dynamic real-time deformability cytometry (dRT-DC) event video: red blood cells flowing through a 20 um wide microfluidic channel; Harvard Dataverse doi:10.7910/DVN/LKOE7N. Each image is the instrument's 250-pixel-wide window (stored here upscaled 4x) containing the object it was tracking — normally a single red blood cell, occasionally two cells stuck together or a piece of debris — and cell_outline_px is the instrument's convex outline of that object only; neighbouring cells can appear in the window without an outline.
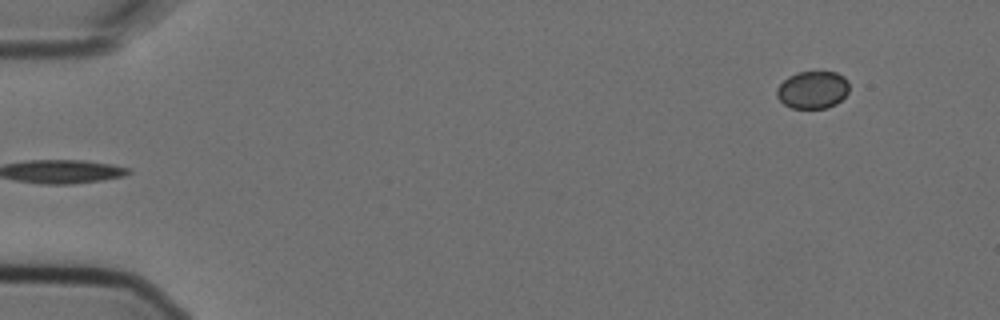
{"species": "Egyptian fruit bat (a non-hibernating species)", "species_latin": "Rousettus aegyptiacus", "temperature_condition": "cold", "stored_images_in_passage": 3, "camera_frame_rate_fps": 3000, "um_per_image_px": 0.085, "animal": {"sex": "female"}, "frame": {"image": 1, "passage_image": 3, "time_ms": 0.667, "image_size_px": [1000, 320], "cell_outline_px": [[848, 92], [836, 104], [828, 108], [792, 108], [784, 104], [776, 96], [776, 88], [788, 76], [796, 72], [836, 72], [844, 76], [848, 80]], "centroid_in_image_um": [69.07, 7.63], "position_along_channel_um": 15.9, "area_um2": 15.9}}